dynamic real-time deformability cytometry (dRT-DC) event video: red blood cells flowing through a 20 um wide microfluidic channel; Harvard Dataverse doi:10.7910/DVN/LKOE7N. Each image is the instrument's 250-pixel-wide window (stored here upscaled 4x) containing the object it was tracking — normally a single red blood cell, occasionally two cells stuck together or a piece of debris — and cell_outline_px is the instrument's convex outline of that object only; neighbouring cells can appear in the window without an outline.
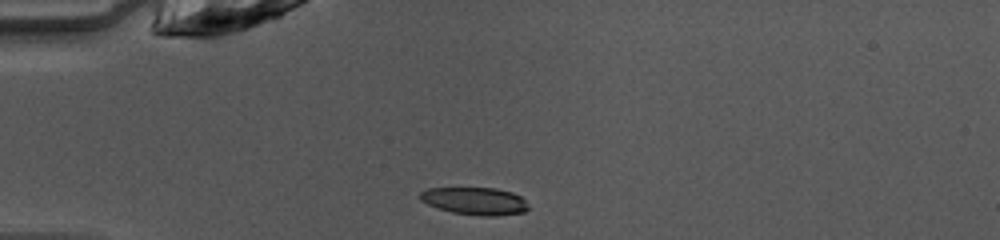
{"species": "common noctule bat (a hibernating species)", "species_latin": "Nyctalus noctula", "temperature_condition": "warm", "stored_images_in_passage": 37, "camera_frame_rate_fps": 3000, "um_per_image_px": 0.085, "animal": {"sex": "female", "body_mass_g": 10.0, "forearm_length_mm": 53.1}, "frame": {"image": 1, "passage_image": 1, "time_ms": 0.0, "image_size_px": [1000, 240], "cell_outline_px": [[528, 208], [524, 212], [496, 216], [480, 216], [452, 212], [436, 208], [420, 200], [416, 196], [420, 192], [428, 188], [496, 188], [512, 192], [520, 196], [524, 200]], "centroid_in_image_um": [40.32, 17.08], "position_along_channel_um": 44.7, "area_um2": 17.46}}
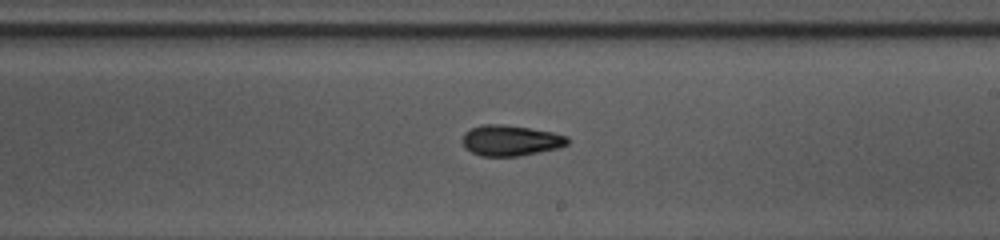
{"frame": {"image": 2, "passage_image": 17, "time_ms": 5.333, "image_size_px": [1000, 240], "cell_outline_px": [[568, 144], [556, 148], [520, 156], [480, 156], [464, 148], [460, 140], [464, 132], [472, 128], [484, 124], [500, 124], [528, 128], [552, 132], [568, 136]], "centroid_in_image_um": [43.34, 11.94], "position_along_channel_um": 245.7, "area_um2": 18.79}}
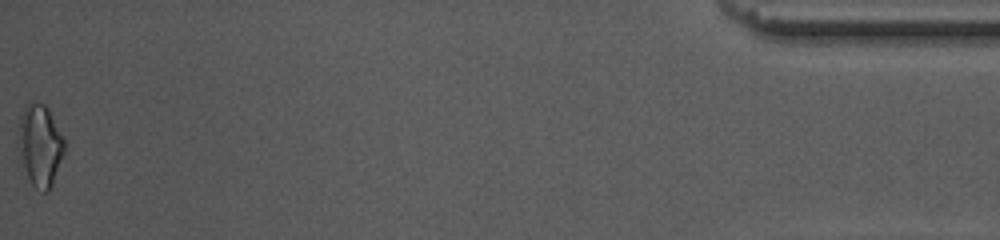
{"frame": {"image": 3, "passage_image": 37, "time_ms": 12.0, "image_size_px": [1000, 240], "cell_outline_px": [[64, 152], [52, 184], [48, 192], [44, 192], [36, 188], [32, 184], [28, 176], [20, 152], [20, 116], [28, 100], [36, 100], [44, 104], [48, 108], [64, 140]], "centroid_in_image_um": [3.42, 12.3], "position_along_channel_um": 431.8, "area_um2": 21.27}, "authors_computed_cell_mechanics": {"area_um2": 18.6116, "velocity_mm_per_s": 4.1365, "shape_relaxation_time_tau1_ms": 6.7832, "shape_relaxation_time_tau2_ms": 5.1322, "deformation_change_tau1": 0.1837, "deformation_change_tau2": 0.133}}